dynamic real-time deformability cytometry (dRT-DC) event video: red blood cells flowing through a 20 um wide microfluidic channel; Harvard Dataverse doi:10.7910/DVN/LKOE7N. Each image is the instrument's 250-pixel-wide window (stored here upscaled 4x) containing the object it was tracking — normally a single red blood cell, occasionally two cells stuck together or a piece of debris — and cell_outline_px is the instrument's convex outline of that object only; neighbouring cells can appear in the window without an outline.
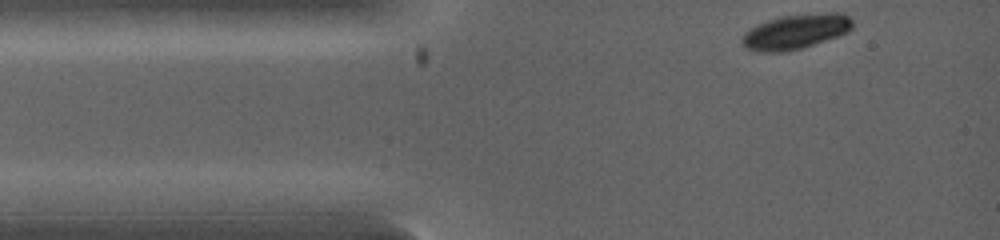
{"species": "common noctule bat (a hibernating species)", "species_latin": "Nyctalus noctula", "temperature_condition": "warm", "stored_images_in_passage": 11, "camera_frame_rate_fps": 5000, "um_per_image_px": 0.085, "animal": {"sex": "female", "body_mass_g": 19.0, "forearm_length_mm": 53.3}, "frame": {"image": 1, "passage_image": 1, "time_ms": 0.0, "image_size_px": [1000, 240], "cell_outline_px": [[852, 28], [848, 32], [804, 48], [788, 52], [756, 52], [748, 48], [744, 44], [744, 36], [752, 28], [760, 24], [772, 20], [788, 16], [848, 16], [852, 20]], "centroid_in_image_um": [67.61, 2.78], "position_along_channel_um": 17.4, "area_um2": 20.81}}
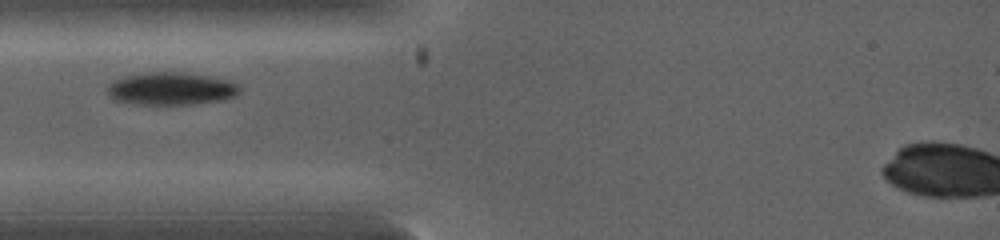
{"frame": {"image": 2, "passage_image": 7, "time_ms": 1.6, "image_size_px": [1000, 240], "cell_outline_px": [[240, 92], [236, 96], [224, 100], [196, 104], [136, 104], [112, 100], [108, 96], [108, 84], [124, 76], [148, 72], [184, 72], [208, 76], [224, 80], [236, 84], [240, 88]], "centroid_in_image_um": [14.52, 7.55], "position_along_channel_um": 70.5, "area_um2": 25.2}}
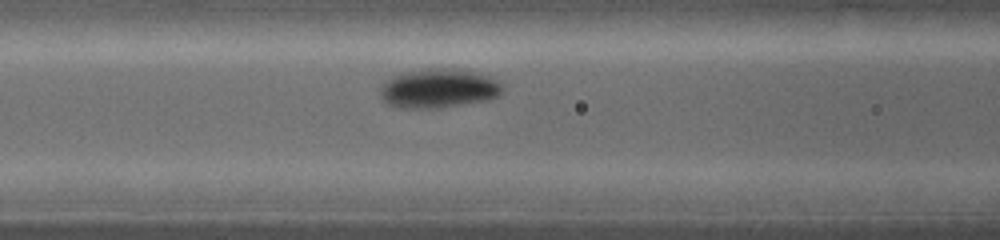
{"frame": {"image": 3, "passage_image": 10, "time_ms": 2.6, "image_size_px": [1000, 240], "cell_outline_px": [[500, 92], [496, 96], [488, 100], [440, 108], [400, 108], [388, 104], [380, 96], [384, 84], [392, 76], [400, 72], [428, 68], [452, 68], [472, 72], [488, 76], [496, 80], [500, 84]], "centroid_in_image_um": [37.24, 7.51], "position_along_channel_um": 129.4, "area_um2": 27.63}}